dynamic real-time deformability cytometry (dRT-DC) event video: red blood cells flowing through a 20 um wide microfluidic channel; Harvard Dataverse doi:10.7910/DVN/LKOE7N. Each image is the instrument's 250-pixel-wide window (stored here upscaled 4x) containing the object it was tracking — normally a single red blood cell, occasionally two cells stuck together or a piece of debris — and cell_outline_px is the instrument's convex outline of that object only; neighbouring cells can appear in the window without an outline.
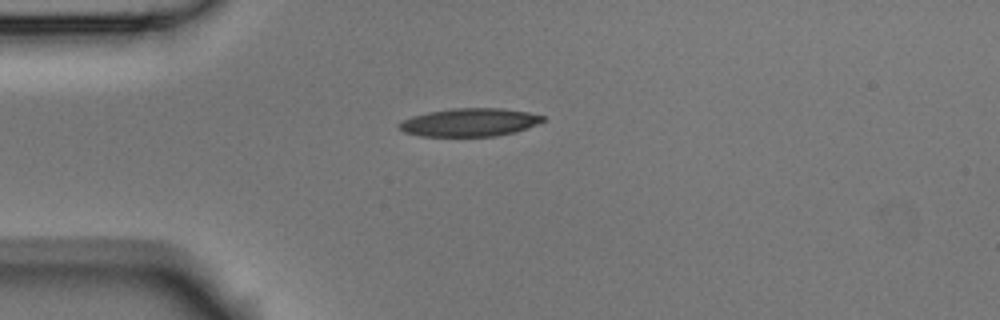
{"species": "Egyptian fruit bat (a non-hibernating species)", "species_latin": "Rousettus aegyptiacus", "temperature_condition": "room temperature", "stored_images_in_passage": 2, "camera_frame_rate_fps": 3000, "um_per_image_px": 0.085, "animal": {"sex": "male"}, "frame": {"image": 1, "passage_image": 1, "time_ms": 0.0, "image_size_px": [1000, 320], "cell_outline_px": [[544, 120], [536, 124], [516, 132], [496, 136], [420, 136], [404, 132], [396, 128], [396, 124], [412, 116], [428, 112], [452, 108], [504, 108], [528, 112], [544, 116]], "centroid_in_image_um": [39.88, 10.4], "position_along_channel_um": 45.1, "area_um2": 23.64}}
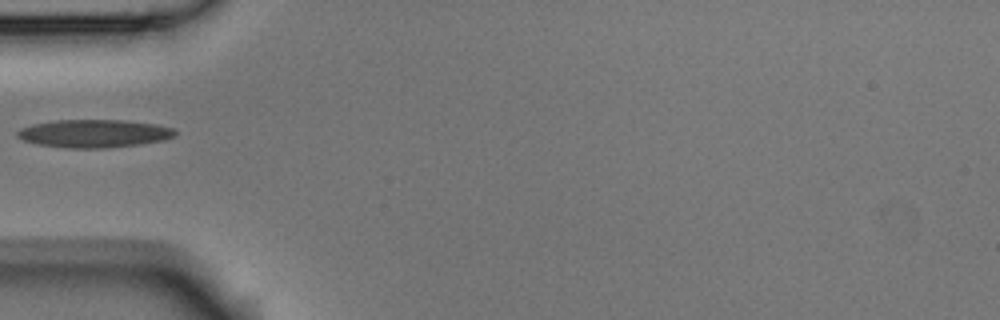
{"frame": {"image": 2, "passage_image": 2, "time_ms": 0.333, "image_size_px": [1000, 320], "cell_outline_px": [[176, 132], [172, 136], [164, 140], [140, 144], [104, 148], [68, 148], [40, 144], [24, 140], [16, 136], [16, 132], [20, 128], [32, 124], [56, 120], [124, 120], [156, 124], [172, 128]], "centroid_in_image_um": [7.97, 11.34], "position_along_channel_um": 77.0, "area_um2": 25.55}}